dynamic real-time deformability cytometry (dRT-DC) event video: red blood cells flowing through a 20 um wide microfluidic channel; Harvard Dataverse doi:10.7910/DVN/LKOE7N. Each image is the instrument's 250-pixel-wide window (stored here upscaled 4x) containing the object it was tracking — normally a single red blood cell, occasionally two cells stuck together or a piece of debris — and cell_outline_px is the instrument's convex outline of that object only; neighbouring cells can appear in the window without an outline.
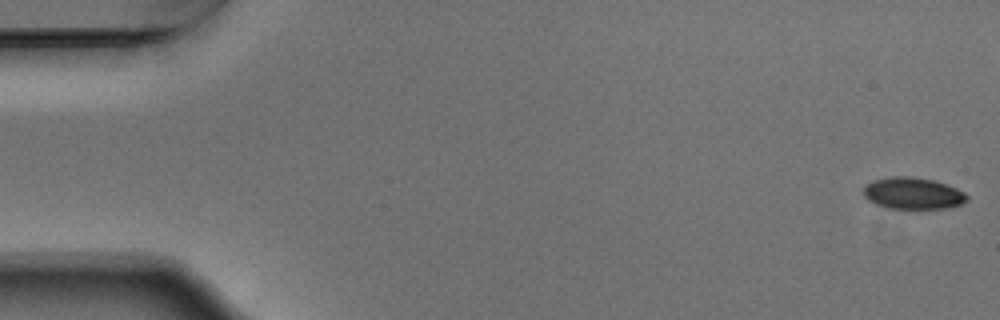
{"species": "Egyptian fruit bat (a non-hibernating species)", "species_latin": "Rousettus aegyptiacus", "temperature_condition": "warm", "stored_images_in_passage": 55, "camera_frame_rate_fps": 3000, "um_per_image_px": 0.085, "animal": {"sex": "male"}, "frame": {"image": 1, "passage_image": 1, "time_ms": 0.0, "image_size_px": [1000, 320], "cell_outline_px": [[968, 200], [960, 204], [944, 208], [884, 208], [868, 200], [864, 196], [864, 184], [872, 180], [892, 176], [912, 176], [932, 180], [956, 188], [964, 192], [968, 196]], "centroid_in_image_um": [77.55, 16.42], "position_along_channel_um": 7.5, "area_um2": 19.07}}
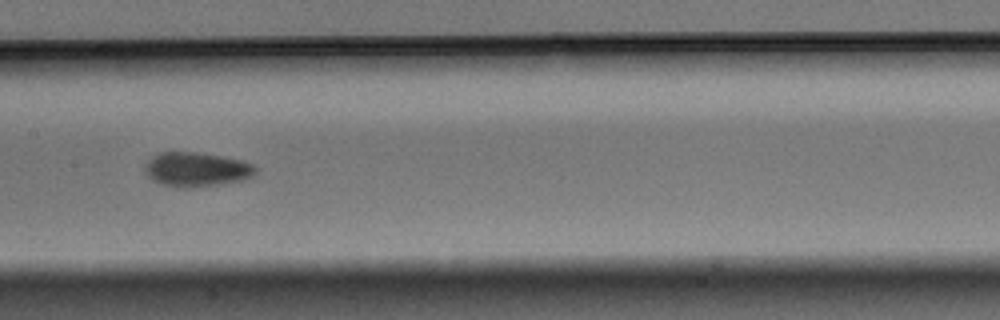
{"frame": {"image": 2, "passage_image": 27, "time_ms": 8.667, "image_size_px": [1000, 320], "cell_outline_px": [[256, 172], [252, 176], [244, 180], [192, 188], [180, 188], [160, 184], [148, 176], [144, 168], [148, 160], [152, 156], [160, 152], [196, 152], [220, 156], [240, 160], [252, 164], [256, 168]], "centroid_in_image_um": [16.68, 14.41], "position_along_channel_um": 190.7, "area_um2": 22.08}}
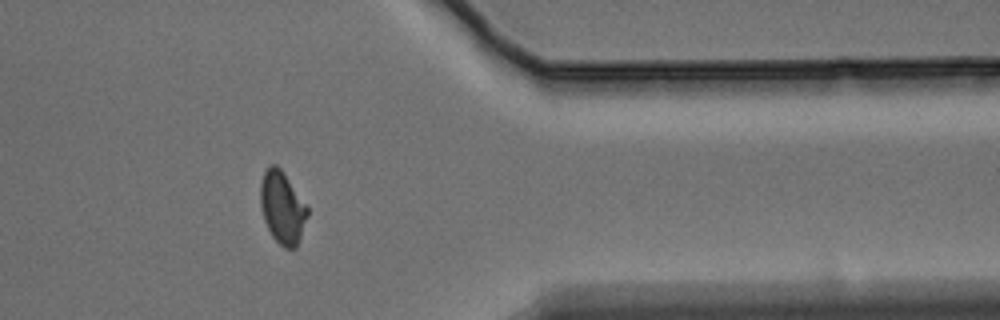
{"frame": {"image": 3, "passage_image": 44, "time_ms": 14.333, "image_size_px": [1000, 320], "cell_outline_px": [[308, 216], [296, 248], [284, 248], [272, 236], [264, 220], [260, 204], [260, 184], [264, 172], [272, 164], [276, 164], [280, 168], [308, 204]], "centroid_in_image_um": [24.01, 17.63], "position_along_channel_um": 387.4, "area_um2": 19.88}, "authors_computed_cell_mechanics": {"area_um2": 20.1722, "velocity_mm_per_s": 3.7455, "shape_relaxation_time_tau1_ms": 3.8522, "shape_relaxation_time_tau2_ms": 2.798, "deformation_change_tau1": 0.1089, "deformation_change_tau2": 0.0587}}